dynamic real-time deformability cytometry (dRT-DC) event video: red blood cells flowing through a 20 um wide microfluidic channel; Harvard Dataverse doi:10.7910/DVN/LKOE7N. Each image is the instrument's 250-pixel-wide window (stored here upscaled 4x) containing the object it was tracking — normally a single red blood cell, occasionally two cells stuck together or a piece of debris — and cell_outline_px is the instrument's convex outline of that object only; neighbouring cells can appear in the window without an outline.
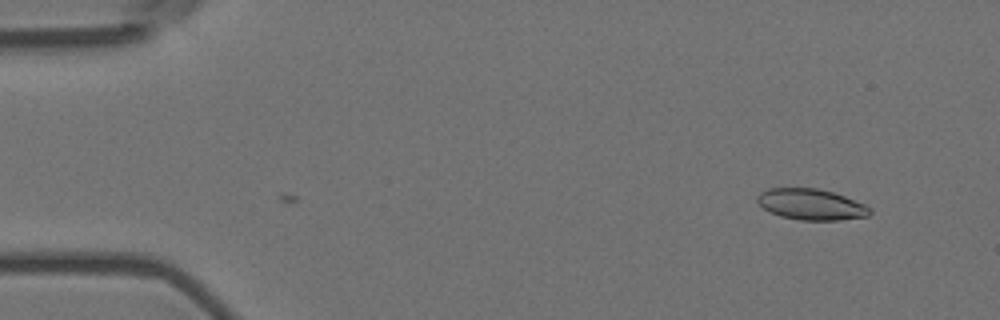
{"species": "Egyptian fruit bat (a non-hibernating species)", "species_latin": "Rousettus aegyptiacus", "temperature_condition": "room temperature", "stored_images_in_passage": 10, "camera_frame_rate_fps": 3000, "um_per_image_px": 0.085, "animal": {"sex": "female"}, "frame": {"image": 1, "passage_image": 10, "time_ms": 3.0, "image_size_px": [1000, 320], "cell_outline_px": [[872, 212], [868, 216], [836, 220], [800, 220], [780, 216], [768, 212], [756, 200], [756, 196], [760, 192], [768, 188], [816, 188], [832, 192], [844, 196], [864, 204], [872, 208]], "centroid_in_image_um": [68.92, 17.37], "position_along_channel_um": 16.1, "area_um2": 20.35}}